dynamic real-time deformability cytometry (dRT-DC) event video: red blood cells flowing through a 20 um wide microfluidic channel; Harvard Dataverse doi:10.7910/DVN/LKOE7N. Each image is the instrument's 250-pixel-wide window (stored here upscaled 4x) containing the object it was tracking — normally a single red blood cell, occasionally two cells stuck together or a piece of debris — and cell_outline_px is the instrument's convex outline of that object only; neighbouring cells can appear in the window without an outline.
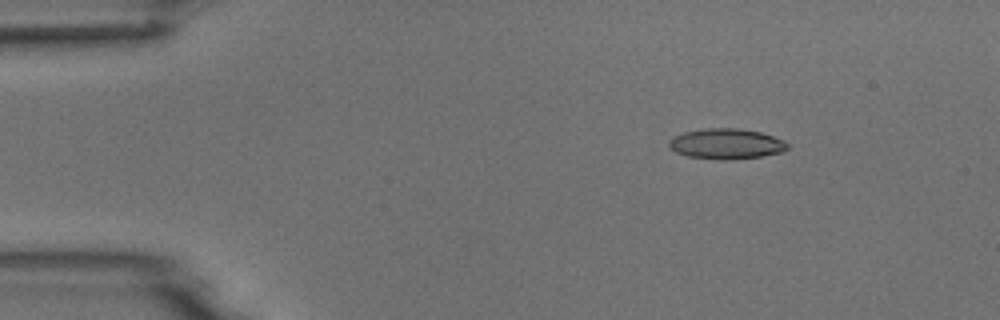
{"species": "common noctule bat (a hibernating species)", "species_latin": "Nyctalus noctula", "temperature_condition": "room temperature", "stored_images_in_passage": 5, "camera_frame_rate_fps": 3000, "um_per_image_px": 0.085, "animal": {"sex": "male", "body_mass_g": 18.8}, "frame": {"image": 1, "passage_image": 3, "time_ms": 2.333, "image_size_px": [1000, 320], "cell_outline_px": [[788, 148], [784, 152], [764, 156], [732, 160], [720, 160], [688, 156], [676, 152], [668, 144], [668, 140], [672, 136], [684, 132], [704, 128], [740, 128], [760, 132], [784, 140], [788, 144]], "centroid_in_image_um": [61.75, 12.23], "position_along_channel_um": 23.3, "area_um2": 21.27}}